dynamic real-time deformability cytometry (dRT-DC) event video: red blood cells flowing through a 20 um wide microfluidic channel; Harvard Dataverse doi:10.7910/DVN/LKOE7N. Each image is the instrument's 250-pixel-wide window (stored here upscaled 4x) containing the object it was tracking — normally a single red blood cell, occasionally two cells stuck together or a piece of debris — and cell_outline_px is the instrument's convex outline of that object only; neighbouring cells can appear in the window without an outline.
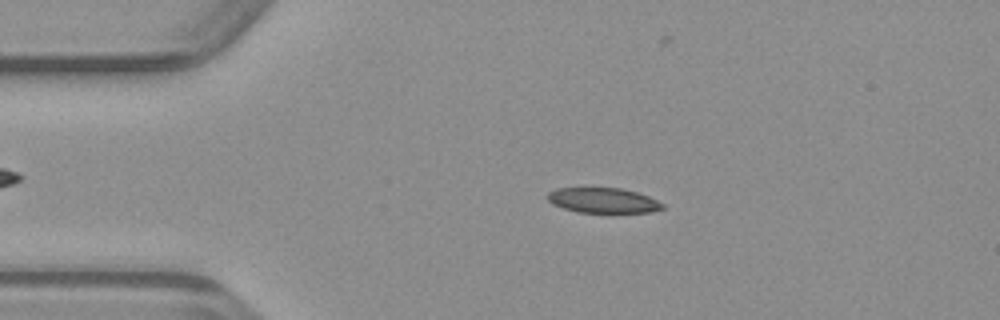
{"species": "common noctule bat (a hibernating species)", "species_latin": "Nyctalus noctula", "temperature_condition": "warm", "stored_images_in_passage": 46, "camera_frame_rate_fps": 3000, "um_per_image_px": 0.085, "animal": {"sex": "male", "body_mass_g": 23.1, "forearm_length_mm": 52.7}, "frame": {"image": 1, "passage_image": 6, "time_ms": 1.667, "image_size_px": [1000, 320], "cell_outline_px": [[664, 208], [652, 212], [576, 212], [552, 204], [548, 200], [548, 192], [556, 188], [620, 188], [636, 192], [648, 196], [664, 204]], "centroid_in_image_um": [51.25, 17.03], "position_along_channel_um": 33.7, "area_um2": 16.7}}
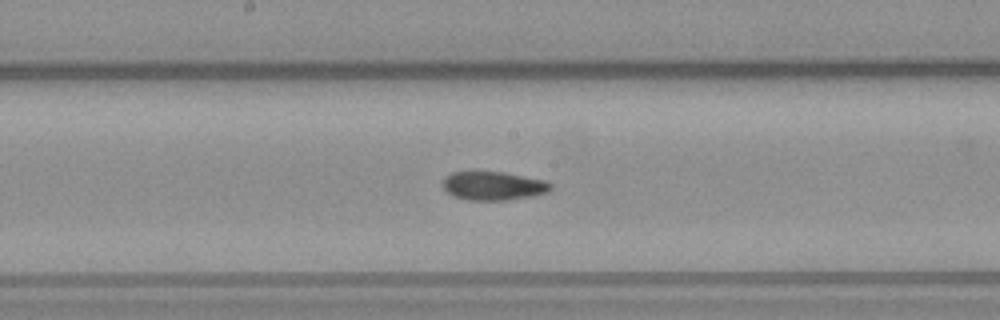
{"frame": {"image": 2, "passage_image": 21, "time_ms": 6.667, "image_size_px": [1000, 320], "cell_outline_px": [[552, 188], [548, 192], [532, 196], [508, 200], [468, 200], [452, 196], [444, 188], [444, 176], [452, 172], [472, 168], [504, 172], [544, 180], [552, 184]], "centroid_in_image_um": [41.88, 15.75], "position_along_channel_um": 206.3, "area_um2": 18.73}}
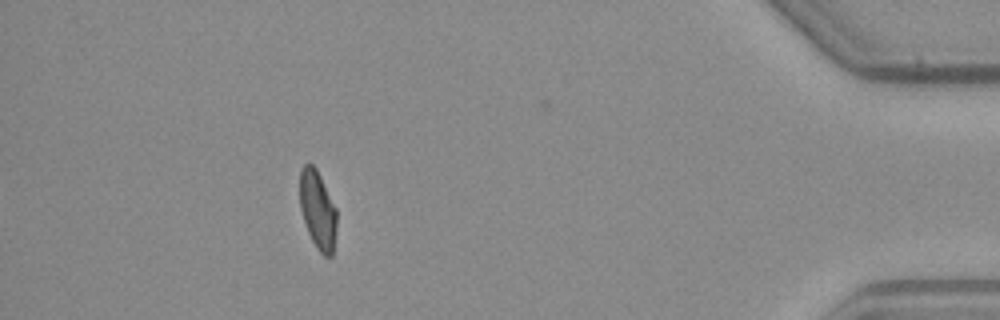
{"frame": {"image": 3, "passage_image": 40, "time_ms": 13.0, "image_size_px": [1000, 320], "cell_outline_px": [[336, 228], [332, 256], [324, 256], [316, 248], [308, 232], [300, 208], [300, 168], [304, 164], [312, 164], [316, 168], [336, 208]], "centroid_in_image_um": [26.99, 17.84], "position_along_channel_um": 408.2, "area_um2": 16.7}}